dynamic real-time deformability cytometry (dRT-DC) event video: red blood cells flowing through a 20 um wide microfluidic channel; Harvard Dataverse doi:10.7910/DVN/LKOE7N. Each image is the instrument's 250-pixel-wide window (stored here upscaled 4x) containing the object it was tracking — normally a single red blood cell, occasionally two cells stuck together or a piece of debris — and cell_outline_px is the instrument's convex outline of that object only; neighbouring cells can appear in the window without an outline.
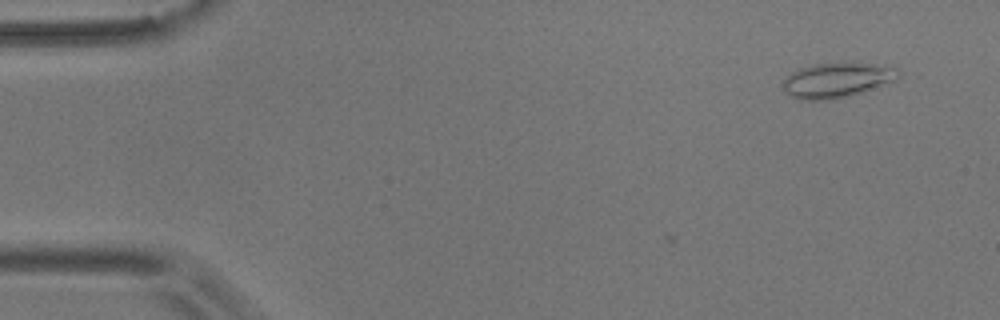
{"species": "common noctule bat (a hibernating species)", "species_latin": "Nyctalus noctula", "temperature_condition": "room temperature", "stored_images_in_passage": 5, "camera_frame_rate_fps": 3000, "um_per_image_px": 0.085, "animal": {"sex": "male", "body_mass_g": 17.9}, "frame": {"image": 1, "passage_image": 1, "time_ms": 0.0, "image_size_px": [1000, 320], "cell_outline_px": [[904, 76], [896, 80], [860, 92], [832, 100], [800, 100], [784, 92], [780, 84], [792, 72], [800, 68], [812, 64], [852, 60], [896, 68], [904, 72]], "centroid_in_image_um": [71.16, 6.77], "position_along_channel_um": 13.8, "area_um2": 24.22}}